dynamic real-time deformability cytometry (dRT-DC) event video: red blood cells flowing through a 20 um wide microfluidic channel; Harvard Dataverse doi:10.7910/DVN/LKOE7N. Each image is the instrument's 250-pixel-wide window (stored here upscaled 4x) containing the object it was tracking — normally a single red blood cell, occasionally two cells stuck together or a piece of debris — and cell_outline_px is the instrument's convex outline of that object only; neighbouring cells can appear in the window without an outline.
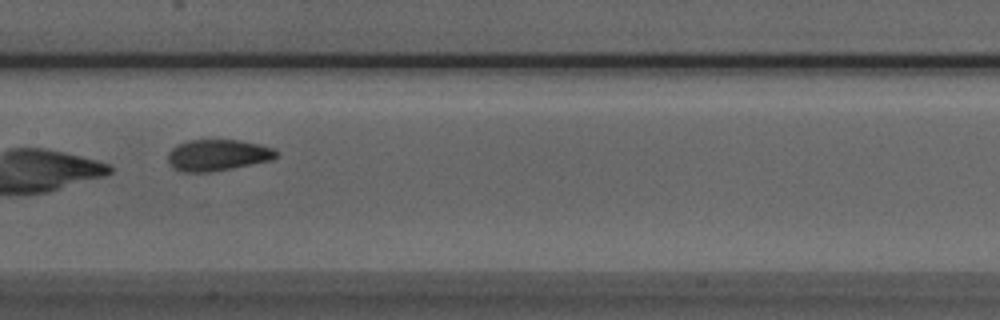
{"species": "Egyptian fruit bat (a non-hibernating species)", "species_latin": "Rousettus aegyptiacus", "temperature_condition": "room temperature", "stored_images_in_passage": 8, "camera_frame_rate_fps": 3000, "um_per_image_px": 0.085, "animal": {"sex": "male"}, "frame": {"image": 1, "passage_image": 7, "time_ms": 2.0, "image_size_px": [1000, 320], "cell_outline_px": [[280, 152], [272, 160], [212, 172], [180, 172], [172, 168], [168, 164], [168, 152], [172, 148], [188, 140], [240, 140], [260, 144], [276, 148]], "centroid_in_image_um": [18.51, 13.19], "position_along_channel_um": 188.9, "area_um2": 20.06}}
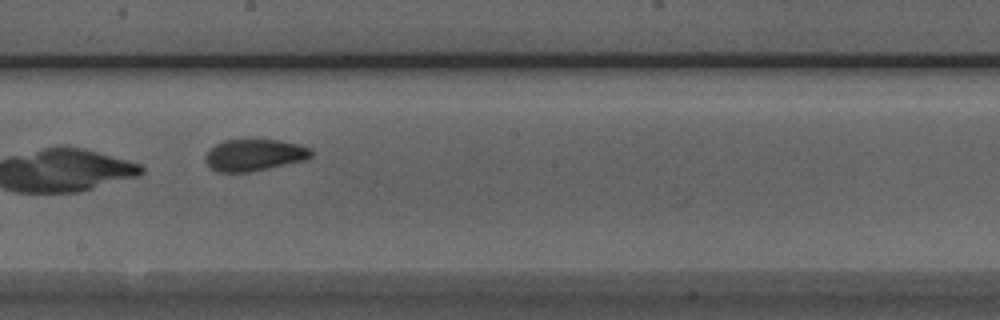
{"frame": {"image": 2, "passage_image": 8, "time_ms": 2.333, "image_size_px": [1000, 320], "cell_outline_px": [[312, 156], [304, 160], [268, 168], [248, 172], [216, 172], [204, 160], [204, 156], [216, 144], [224, 140], [280, 140], [300, 144], [312, 148]], "centroid_in_image_um": [21.63, 13.17], "position_along_channel_um": 226.6, "area_um2": 19.48}}